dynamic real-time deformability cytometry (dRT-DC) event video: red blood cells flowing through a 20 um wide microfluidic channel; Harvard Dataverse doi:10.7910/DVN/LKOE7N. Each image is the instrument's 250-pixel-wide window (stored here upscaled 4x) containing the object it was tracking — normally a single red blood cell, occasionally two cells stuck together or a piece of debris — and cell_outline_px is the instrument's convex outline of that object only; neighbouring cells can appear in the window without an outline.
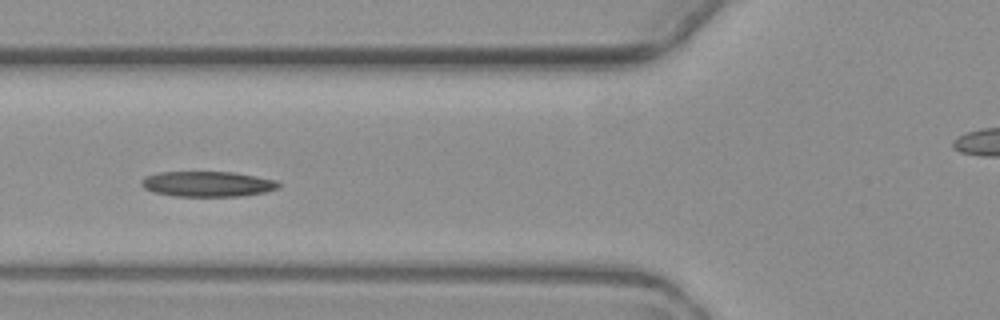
{"species": "common noctule bat (a hibernating species)", "species_latin": "Nyctalus noctula", "temperature_condition": "warm", "stored_images_in_passage": 5, "segment_of_instrument_passage": [1, 2], "camera_frame_rate_fps": 3000, "um_per_image_px": 0.085, "animal": {"sex": "female", "body_mass_g": 19.3, "forearm_length_mm": 54.1}, "frame": {"image": 1, "passage_image": 2, "time_ms": 1.333, "image_size_px": [1000, 320], "cell_outline_px": [[280, 188], [264, 192], [240, 196], [176, 196], [152, 192], [144, 188], [140, 184], [144, 176], [160, 172], [232, 172], [276, 180], [280, 184]], "centroid_in_image_um": [17.61, 15.64], "position_along_channel_um": 108.2, "area_um2": 20.23}}
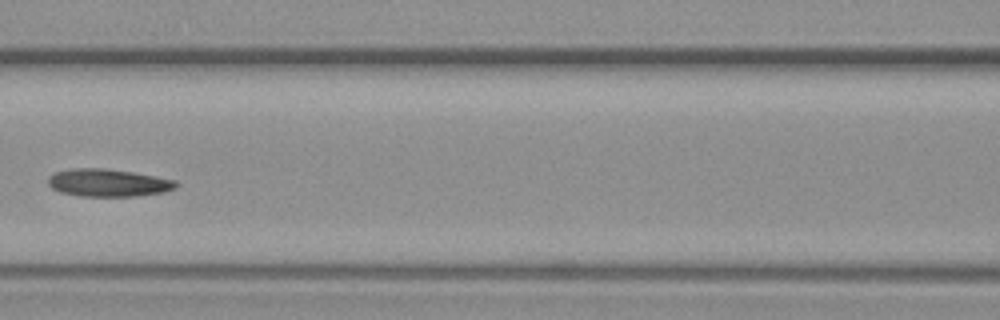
{"frame": {"image": 2, "passage_image": 3, "time_ms": 2.667, "image_size_px": [1000, 320], "cell_outline_px": [[180, 184], [176, 188], [164, 192], [136, 196], [80, 196], [60, 192], [52, 188], [48, 184], [48, 176], [56, 172], [72, 168], [104, 168], [132, 172], [156, 176], [176, 180]], "centroid_in_image_um": [9.21, 15.53], "position_along_channel_um": 157.4, "area_um2": 20.69}}
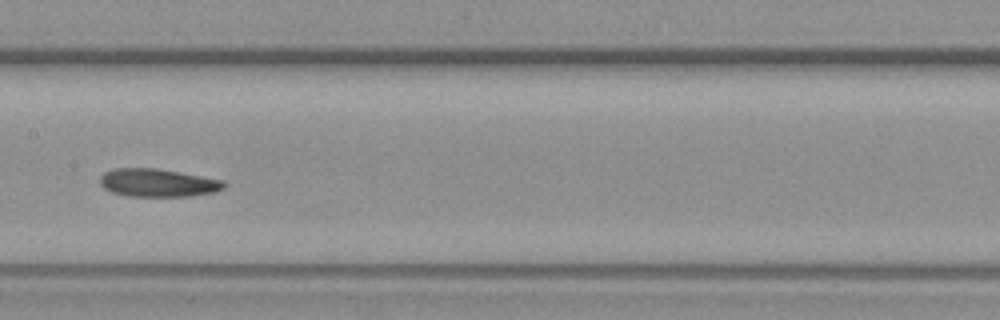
{"frame": {"image": 3, "passage_image": 4, "time_ms": 3.667, "image_size_px": [1000, 320], "cell_outline_px": [[228, 184], [224, 188], [216, 192], [192, 196], [128, 196], [112, 192], [104, 188], [100, 184], [100, 176], [104, 172], [112, 168], [156, 168], [180, 172], [224, 180]], "centroid_in_image_um": [13.44, 15.53], "position_along_channel_um": 194.0, "area_um2": 20.46}}